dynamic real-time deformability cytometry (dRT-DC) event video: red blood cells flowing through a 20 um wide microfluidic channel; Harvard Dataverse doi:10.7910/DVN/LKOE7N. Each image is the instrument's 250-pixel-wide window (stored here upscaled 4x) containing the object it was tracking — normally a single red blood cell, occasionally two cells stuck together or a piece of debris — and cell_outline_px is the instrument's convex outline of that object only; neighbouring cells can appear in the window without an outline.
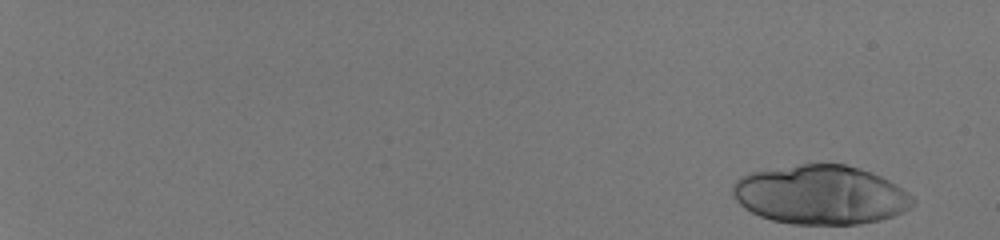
{"species": "human", "species_latin": "Homo sapiens", "temperature_condition": "room temperature", "stored_images_in_passage": 45, "camera_frame_rate_fps": 3000, "um_per_image_px": 0.085, "donor": {"sex": "male"}, "frame": {"image": 1, "passage_image": 1, "time_ms": 0.0, "image_size_px": [1000, 240], "cell_outline_px": [[916, 200], [912, 208], [904, 212], [880, 220], [860, 224], [792, 224], [772, 220], [760, 216], [744, 208], [732, 196], [732, 184], [740, 176], [748, 172], [800, 164], [844, 164], [860, 168], [872, 172], [896, 184], [908, 192]], "centroid_in_image_um": [69.75, 16.56], "position_along_channel_um": 15.2, "area_um2": 62.48}}
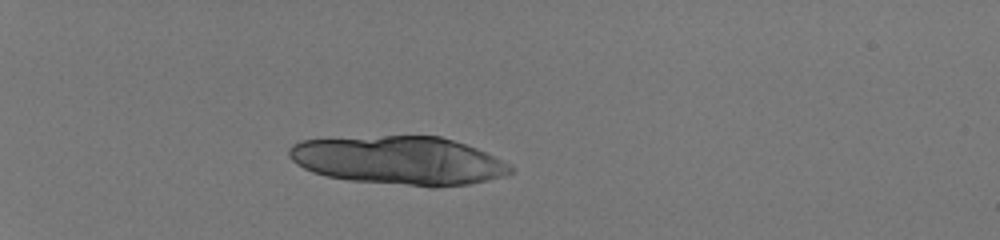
{"frame": {"image": 2, "passage_image": 17, "time_ms": 5.333, "image_size_px": [1000, 240], "cell_outline_px": [[516, 168], [508, 176], [468, 184], [436, 188], [432, 188], [348, 180], [328, 176], [312, 172], [296, 164], [288, 156], [288, 148], [292, 144], [300, 140], [384, 136], [440, 136], [476, 148], [512, 164]], "centroid_in_image_um": [33.95, 13.66], "position_along_channel_um": 51.1, "area_um2": 63.06}}